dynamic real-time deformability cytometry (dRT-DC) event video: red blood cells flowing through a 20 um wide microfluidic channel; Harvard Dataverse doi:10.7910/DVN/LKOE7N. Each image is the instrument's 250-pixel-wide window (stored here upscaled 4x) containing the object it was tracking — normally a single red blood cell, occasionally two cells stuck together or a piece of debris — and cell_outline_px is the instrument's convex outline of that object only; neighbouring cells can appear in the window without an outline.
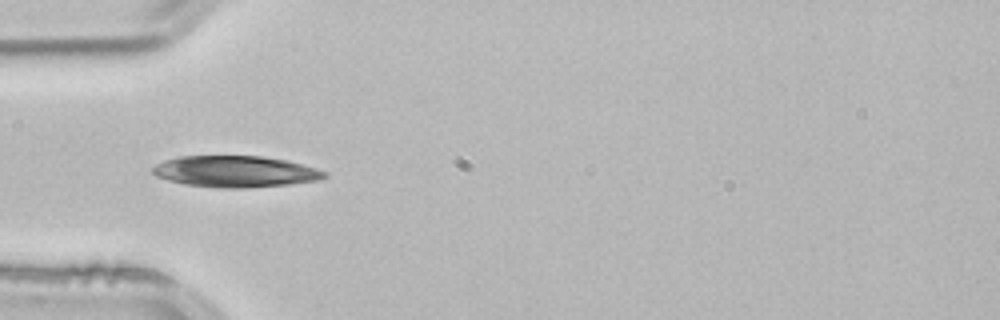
{"species": "common noctule bat (a hibernating species)", "species_latin": "Nyctalus noctula", "temperature_condition": "room temperature", "stored_images_in_passage": 1, "camera_frame_rate_fps": 3000, "um_per_image_px": 0.085, "animal": {"sex": "male", "body_mass_g": 21.5, "forearm_length_mm": 52.0}, "frame": {"image": 1, "passage_image": 1, "time_ms": 0.0, "image_size_px": [1000, 320], "cell_outline_px": [[328, 176], [320, 180], [292, 184], [244, 188], [220, 188], [184, 184], [168, 180], [156, 176], [152, 172], [152, 168], [156, 164], [164, 160], [180, 156], [264, 156], [288, 160], [316, 168], [328, 172]], "centroid_in_image_um": [20.04, 14.58], "position_along_channel_um": 65.0, "area_um2": 31.67}}